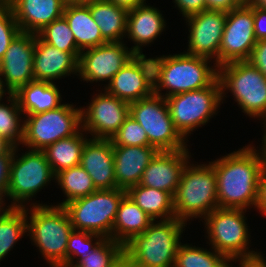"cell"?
Wrapping results in <instances>:
<instances>
[{
  "label": "cell",
  "mask_w": 266,
  "mask_h": 267,
  "mask_svg": "<svg viewBox=\"0 0 266 267\" xmlns=\"http://www.w3.org/2000/svg\"><path fill=\"white\" fill-rule=\"evenodd\" d=\"M261 145L256 150L249 144L211 161L217 179L219 208L248 210L254 206L256 209L259 179L266 166V145L263 141Z\"/></svg>",
  "instance_id": "obj_1"
},
{
  "label": "cell",
  "mask_w": 266,
  "mask_h": 267,
  "mask_svg": "<svg viewBox=\"0 0 266 267\" xmlns=\"http://www.w3.org/2000/svg\"><path fill=\"white\" fill-rule=\"evenodd\" d=\"M152 61L154 94L164 98L208 87L218 78V66H210L211 60L204 57L182 52L156 56Z\"/></svg>",
  "instance_id": "obj_2"
},
{
  "label": "cell",
  "mask_w": 266,
  "mask_h": 267,
  "mask_svg": "<svg viewBox=\"0 0 266 267\" xmlns=\"http://www.w3.org/2000/svg\"><path fill=\"white\" fill-rule=\"evenodd\" d=\"M186 225L176 217L153 221L142 234L124 245V260L128 267H174Z\"/></svg>",
  "instance_id": "obj_3"
},
{
  "label": "cell",
  "mask_w": 266,
  "mask_h": 267,
  "mask_svg": "<svg viewBox=\"0 0 266 267\" xmlns=\"http://www.w3.org/2000/svg\"><path fill=\"white\" fill-rule=\"evenodd\" d=\"M32 204L30 209L26 206L27 236L50 267H66L68 238L73 230L66 209L57 205Z\"/></svg>",
  "instance_id": "obj_4"
},
{
  "label": "cell",
  "mask_w": 266,
  "mask_h": 267,
  "mask_svg": "<svg viewBox=\"0 0 266 267\" xmlns=\"http://www.w3.org/2000/svg\"><path fill=\"white\" fill-rule=\"evenodd\" d=\"M189 161L182 171L173 196L175 217L185 223L193 218L204 219L219 208L217 179L212 163L195 165Z\"/></svg>",
  "instance_id": "obj_5"
},
{
  "label": "cell",
  "mask_w": 266,
  "mask_h": 267,
  "mask_svg": "<svg viewBox=\"0 0 266 267\" xmlns=\"http://www.w3.org/2000/svg\"><path fill=\"white\" fill-rule=\"evenodd\" d=\"M222 102L226 90L231 91L243 113L251 118L264 120L266 129V77L248 60L233 61L218 67Z\"/></svg>",
  "instance_id": "obj_6"
},
{
  "label": "cell",
  "mask_w": 266,
  "mask_h": 267,
  "mask_svg": "<svg viewBox=\"0 0 266 267\" xmlns=\"http://www.w3.org/2000/svg\"><path fill=\"white\" fill-rule=\"evenodd\" d=\"M244 209L216 208L203 220L212 249L230 261L260 257L258 251L249 250L251 238Z\"/></svg>",
  "instance_id": "obj_7"
},
{
  "label": "cell",
  "mask_w": 266,
  "mask_h": 267,
  "mask_svg": "<svg viewBox=\"0 0 266 267\" xmlns=\"http://www.w3.org/2000/svg\"><path fill=\"white\" fill-rule=\"evenodd\" d=\"M126 190L121 188L96 190L88 196L66 203L75 230L89 231L112 238L113 223Z\"/></svg>",
  "instance_id": "obj_8"
},
{
  "label": "cell",
  "mask_w": 266,
  "mask_h": 267,
  "mask_svg": "<svg viewBox=\"0 0 266 267\" xmlns=\"http://www.w3.org/2000/svg\"><path fill=\"white\" fill-rule=\"evenodd\" d=\"M18 150L14 147L6 197L13 201L7 207L23 208L36 193L55 180L56 175L43 151L29 149L19 157L16 155Z\"/></svg>",
  "instance_id": "obj_9"
},
{
  "label": "cell",
  "mask_w": 266,
  "mask_h": 267,
  "mask_svg": "<svg viewBox=\"0 0 266 267\" xmlns=\"http://www.w3.org/2000/svg\"><path fill=\"white\" fill-rule=\"evenodd\" d=\"M25 116L21 144L30 150L43 151L56 141L75 135L82 128L81 107L77 108L69 103L53 110Z\"/></svg>",
  "instance_id": "obj_10"
},
{
  "label": "cell",
  "mask_w": 266,
  "mask_h": 267,
  "mask_svg": "<svg viewBox=\"0 0 266 267\" xmlns=\"http://www.w3.org/2000/svg\"><path fill=\"white\" fill-rule=\"evenodd\" d=\"M166 103L175 128L187 140L195 129L206 125L218 113L222 103L220 80L217 78L210 86L199 90L169 96Z\"/></svg>",
  "instance_id": "obj_11"
},
{
  "label": "cell",
  "mask_w": 266,
  "mask_h": 267,
  "mask_svg": "<svg viewBox=\"0 0 266 267\" xmlns=\"http://www.w3.org/2000/svg\"><path fill=\"white\" fill-rule=\"evenodd\" d=\"M129 115L145 130L149 143L158 151L186 149L187 142L170 117L166 98L152 94L149 97L132 102Z\"/></svg>",
  "instance_id": "obj_12"
},
{
  "label": "cell",
  "mask_w": 266,
  "mask_h": 267,
  "mask_svg": "<svg viewBox=\"0 0 266 267\" xmlns=\"http://www.w3.org/2000/svg\"><path fill=\"white\" fill-rule=\"evenodd\" d=\"M256 42L253 6L243 4L228 11L219 47V66L248 60Z\"/></svg>",
  "instance_id": "obj_13"
},
{
  "label": "cell",
  "mask_w": 266,
  "mask_h": 267,
  "mask_svg": "<svg viewBox=\"0 0 266 267\" xmlns=\"http://www.w3.org/2000/svg\"><path fill=\"white\" fill-rule=\"evenodd\" d=\"M103 91L92 96L86 108H81L82 129L92 138L111 140L129 116L130 104Z\"/></svg>",
  "instance_id": "obj_14"
},
{
  "label": "cell",
  "mask_w": 266,
  "mask_h": 267,
  "mask_svg": "<svg viewBox=\"0 0 266 267\" xmlns=\"http://www.w3.org/2000/svg\"><path fill=\"white\" fill-rule=\"evenodd\" d=\"M123 42H107L81 51L78 76L93 83L112 80L113 76L135 55Z\"/></svg>",
  "instance_id": "obj_15"
},
{
  "label": "cell",
  "mask_w": 266,
  "mask_h": 267,
  "mask_svg": "<svg viewBox=\"0 0 266 267\" xmlns=\"http://www.w3.org/2000/svg\"><path fill=\"white\" fill-rule=\"evenodd\" d=\"M227 12L222 10H204L185 19L189 35L185 53L214 59L219 67V47L223 36Z\"/></svg>",
  "instance_id": "obj_16"
},
{
  "label": "cell",
  "mask_w": 266,
  "mask_h": 267,
  "mask_svg": "<svg viewBox=\"0 0 266 267\" xmlns=\"http://www.w3.org/2000/svg\"><path fill=\"white\" fill-rule=\"evenodd\" d=\"M153 80L152 58H146L145 54L134 55L104 89L130 104L154 93Z\"/></svg>",
  "instance_id": "obj_17"
},
{
  "label": "cell",
  "mask_w": 266,
  "mask_h": 267,
  "mask_svg": "<svg viewBox=\"0 0 266 267\" xmlns=\"http://www.w3.org/2000/svg\"><path fill=\"white\" fill-rule=\"evenodd\" d=\"M36 37L37 34L20 32L0 61V77L11 94L35 81L33 59Z\"/></svg>",
  "instance_id": "obj_18"
},
{
  "label": "cell",
  "mask_w": 266,
  "mask_h": 267,
  "mask_svg": "<svg viewBox=\"0 0 266 267\" xmlns=\"http://www.w3.org/2000/svg\"><path fill=\"white\" fill-rule=\"evenodd\" d=\"M189 149L158 151L144 170L140 185L176 193L182 171L191 157ZM190 154V155H189Z\"/></svg>",
  "instance_id": "obj_19"
},
{
  "label": "cell",
  "mask_w": 266,
  "mask_h": 267,
  "mask_svg": "<svg viewBox=\"0 0 266 267\" xmlns=\"http://www.w3.org/2000/svg\"><path fill=\"white\" fill-rule=\"evenodd\" d=\"M79 57L80 53L61 51L37 35L33 59L35 81L54 83L70 74L78 75Z\"/></svg>",
  "instance_id": "obj_20"
},
{
  "label": "cell",
  "mask_w": 266,
  "mask_h": 267,
  "mask_svg": "<svg viewBox=\"0 0 266 267\" xmlns=\"http://www.w3.org/2000/svg\"><path fill=\"white\" fill-rule=\"evenodd\" d=\"M80 166L98 190L116 188L113 143L110 139L89 138L82 150Z\"/></svg>",
  "instance_id": "obj_21"
},
{
  "label": "cell",
  "mask_w": 266,
  "mask_h": 267,
  "mask_svg": "<svg viewBox=\"0 0 266 267\" xmlns=\"http://www.w3.org/2000/svg\"><path fill=\"white\" fill-rule=\"evenodd\" d=\"M157 153L154 146H113L116 188L127 190L138 185Z\"/></svg>",
  "instance_id": "obj_22"
},
{
  "label": "cell",
  "mask_w": 266,
  "mask_h": 267,
  "mask_svg": "<svg viewBox=\"0 0 266 267\" xmlns=\"http://www.w3.org/2000/svg\"><path fill=\"white\" fill-rule=\"evenodd\" d=\"M9 6L21 32L38 34L63 16L65 3L62 0H11Z\"/></svg>",
  "instance_id": "obj_23"
},
{
  "label": "cell",
  "mask_w": 266,
  "mask_h": 267,
  "mask_svg": "<svg viewBox=\"0 0 266 267\" xmlns=\"http://www.w3.org/2000/svg\"><path fill=\"white\" fill-rule=\"evenodd\" d=\"M166 27L159 9L147 4L128 10L126 38L133 41L131 51L143 55L142 47L153 43Z\"/></svg>",
  "instance_id": "obj_24"
},
{
  "label": "cell",
  "mask_w": 266,
  "mask_h": 267,
  "mask_svg": "<svg viewBox=\"0 0 266 267\" xmlns=\"http://www.w3.org/2000/svg\"><path fill=\"white\" fill-rule=\"evenodd\" d=\"M63 17L67 20L80 51L107 43L92 18L89 0L86 3L65 4Z\"/></svg>",
  "instance_id": "obj_25"
},
{
  "label": "cell",
  "mask_w": 266,
  "mask_h": 267,
  "mask_svg": "<svg viewBox=\"0 0 266 267\" xmlns=\"http://www.w3.org/2000/svg\"><path fill=\"white\" fill-rule=\"evenodd\" d=\"M56 83L32 81L16 93L23 116L53 110L62 105L61 93Z\"/></svg>",
  "instance_id": "obj_26"
},
{
  "label": "cell",
  "mask_w": 266,
  "mask_h": 267,
  "mask_svg": "<svg viewBox=\"0 0 266 267\" xmlns=\"http://www.w3.org/2000/svg\"><path fill=\"white\" fill-rule=\"evenodd\" d=\"M89 9L107 42H124L128 14L126 8L117 6L108 0H89Z\"/></svg>",
  "instance_id": "obj_27"
},
{
  "label": "cell",
  "mask_w": 266,
  "mask_h": 267,
  "mask_svg": "<svg viewBox=\"0 0 266 267\" xmlns=\"http://www.w3.org/2000/svg\"><path fill=\"white\" fill-rule=\"evenodd\" d=\"M153 220L126 194L120 202L113 223L112 239L123 246L142 234Z\"/></svg>",
  "instance_id": "obj_28"
},
{
  "label": "cell",
  "mask_w": 266,
  "mask_h": 267,
  "mask_svg": "<svg viewBox=\"0 0 266 267\" xmlns=\"http://www.w3.org/2000/svg\"><path fill=\"white\" fill-rule=\"evenodd\" d=\"M126 194L153 221L175 218L173 196L168 192L138 184L128 188Z\"/></svg>",
  "instance_id": "obj_29"
},
{
  "label": "cell",
  "mask_w": 266,
  "mask_h": 267,
  "mask_svg": "<svg viewBox=\"0 0 266 267\" xmlns=\"http://www.w3.org/2000/svg\"><path fill=\"white\" fill-rule=\"evenodd\" d=\"M82 128L73 136L60 139L47 146L43 152L56 175L62 170L80 165L83 147L88 140Z\"/></svg>",
  "instance_id": "obj_30"
},
{
  "label": "cell",
  "mask_w": 266,
  "mask_h": 267,
  "mask_svg": "<svg viewBox=\"0 0 266 267\" xmlns=\"http://www.w3.org/2000/svg\"><path fill=\"white\" fill-rule=\"evenodd\" d=\"M27 233L26 207L0 206V261Z\"/></svg>",
  "instance_id": "obj_31"
},
{
  "label": "cell",
  "mask_w": 266,
  "mask_h": 267,
  "mask_svg": "<svg viewBox=\"0 0 266 267\" xmlns=\"http://www.w3.org/2000/svg\"><path fill=\"white\" fill-rule=\"evenodd\" d=\"M55 180L66 195L63 202L57 206H64L75 199L85 197L98 190L89 174L80 166H74L60 171Z\"/></svg>",
  "instance_id": "obj_32"
},
{
  "label": "cell",
  "mask_w": 266,
  "mask_h": 267,
  "mask_svg": "<svg viewBox=\"0 0 266 267\" xmlns=\"http://www.w3.org/2000/svg\"><path fill=\"white\" fill-rule=\"evenodd\" d=\"M6 98L8 104L0 102V137L12 147H18L24 136V119H21L23 112L15 94Z\"/></svg>",
  "instance_id": "obj_33"
},
{
  "label": "cell",
  "mask_w": 266,
  "mask_h": 267,
  "mask_svg": "<svg viewBox=\"0 0 266 267\" xmlns=\"http://www.w3.org/2000/svg\"><path fill=\"white\" fill-rule=\"evenodd\" d=\"M212 251V252H211ZM211 251L181 243L175 257L174 267H229L231 261L215 249Z\"/></svg>",
  "instance_id": "obj_34"
},
{
  "label": "cell",
  "mask_w": 266,
  "mask_h": 267,
  "mask_svg": "<svg viewBox=\"0 0 266 267\" xmlns=\"http://www.w3.org/2000/svg\"><path fill=\"white\" fill-rule=\"evenodd\" d=\"M85 256L71 267H116L124 259V246L103 237Z\"/></svg>",
  "instance_id": "obj_35"
},
{
  "label": "cell",
  "mask_w": 266,
  "mask_h": 267,
  "mask_svg": "<svg viewBox=\"0 0 266 267\" xmlns=\"http://www.w3.org/2000/svg\"><path fill=\"white\" fill-rule=\"evenodd\" d=\"M44 42L69 53H81L67 20L62 16L52 21L37 34Z\"/></svg>",
  "instance_id": "obj_36"
},
{
  "label": "cell",
  "mask_w": 266,
  "mask_h": 267,
  "mask_svg": "<svg viewBox=\"0 0 266 267\" xmlns=\"http://www.w3.org/2000/svg\"><path fill=\"white\" fill-rule=\"evenodd\" d=\"M102 238L103 236L100 234L73 229L68 238L66 267H71L79 258H85V255L89 253L90 249ZM74 258L76 259L74 260Z\"/></svg>",
  "instance_id": "obj_37"
},
{
  "label": "cell",
  "mask_w": 266,
  "mask_h": 267,
  "mask_svg": "<svg viewBox=\"0 0 266 267\" xmlns=\"http://www.w3.org/2000/svg\"><path fill=\"white\" fill-rule=\"evenodd\" d=\"M111 141L113 146H152L149 143L145 130L130 115L111 138Z\"/></svg>",
  "instance_id": "obj_38"
},
{
  "label": "cell",
  "mask_w": 266,
  "mask_h": 267,
  "mask_svg": "<svg viewBox=\"0 0 266 267\" xmlns=\"http://www.w3.org/2000/svg\"><path fill=\"white\" fill-rule=\"evenodd\" d=\"M20 32L12 8L9 5H0V61Z\"/></svg>",
  "instance_id": "obj_39"
},
{
  "label": "cell",
  "mask_w": 266,
  "mask_h": 267,
  "mask_svg": "<svg viewBox=\"0 0 266 267\" xmlns=\"http://www.w3.org/2000/svg\"><path fill=\"white\" fill-rule=\"evenodd\" d=\"M13 152L0 153V206L5 207L4 199L9 184L10 163Z\"/></svg>",
  "instance_id": "obj_40"
},
{
  "label": "cell",
  "mask_w": 266,
  "mask_h": 267,
  "mask_svg": "<svg viewBox=\"0 0 266 267\" xmlns=\"http://www.w3.org/2000/svg\"><path fill=\"white\" fill-rule=\"evenodd\" d=\"M173 2L185 19L206 10V0H173Z\"/></svg>",
  "instance_id": "obj_41"
},
{
  "label": "cell",
  "mask_w": 266,
  "mask_h": 267,
  "mask_svg": "<svg viewBox=\"0 0 266 267\" xmlns=\"http://www.w3.org/2000/svg\"><path fill=\"white\" fill-rule=\"evenodd\" d=\"M248 61L266 77V39L256 42Z\"/></svg>",
  "instance_id": "obj_42"
},
{
  "label": "cell",
  "mask_w": 266,
  "mask_h": 267,
  "mask_svg": "<svg viewBox=\"0 0 266 267\" xmlns=\"http://www.w3.org/2000/svg\"><path fill=\"white\" fill-rule=\"evenodd\" d=\"M254 34L257 41L266 39V9L253 6Z\"/></svg>",
  "instance_id": "obj_43"
},
{
  "label": "cell",
  "mask_w": 266,
  "mask_h": 267,
  "mask_svg": "<svg viewBox=\"0 0 266 267\" xmlns=\"http://www.w3.org/2000/svg\"><path fill=\"white\" fill-rule=\"evenodd\" d=\"M243 5L239 0H206V10L231 11Z\"/></svg>",
  "instance_id": "obj_44"
},
{
  "label": "cell",
  "mask_w": 266,
  "mask_h": 267,
  "mask_svg": "<svg viewBox=\"0 0 266 267\" xmlns=\"http://www.w3.org/2000/svg\"><path fill=\"white\" fill-rule=\"evenodd\" d=\"M256 208L261 212L260 214L266 216V166L262 170L259 179V196Z\"/></svg>",
  "instance_id": "obj_45"
},
{
  "label": "cell",
  "mask_w": 266,
  "mask_h": 267,
  "mask_svg": "<svg viewBox=\"0 0 266 267\" xmlns=\"http://www.w3.org/2000/svg\"><path fill=\"white\" fill-rule=\"evenodd\" d=\"M108 1L122 8H126L127 10H131L137 6H142L147 4L146 0H108Z\"/></svg>",
  "instance_id": "obj_46"
},
{
  "label": "cell",
  "mask_w": 266,
  "mask_h": 267,
  "mask_svg": "<svg viewBox=\"0 0 266 267\" xmlns=\"http://www.w3.org/2000/svg\"><path fill=\"white\" fill-rule=\"evenodd\" d=\"M239 261V267H266V260L263 255L254 259L236 260Z\"/></svg>",
  "instance_id": "obj_47"
},
{
  "label": "cell",
  "mask_w": 266,
  "mask_h": 267,
  "mask_svg": "<svg viewBox=\"0 0 266 267\" xmlns=\"http://www.w3.org/2000/svg\"><path fill=\"white\" fill-rule=\"evenodd\" d=\"M13 151L14 147H12L8 142H6L2 137H0V153Z\"/></svg>",
  "instance_id": "obj_48"
},
{
  "label": "cell",
  "mask_w": 266,
  "mask_h": 267,
  "mask_svg": "<svg viewBox=\"0 0 266 267\" xmlns=\"http://www.w3.org/2000/svg\"><path fill=\"white\" fill-rule=\"evenodd\" d=\"M6 93H7V95L11 94V92H9V90L5 88V85H4V83L0 77V102L3 101L2 98L4 97V95H6Z\"/></svg>",
  "instance_id": "obj_49"
},
{
  "label": "cell",
  "mask_w": 266,
  "mask_h": 267,
  "mask_svg": "<svg viewBox=\"0 0 266 267\" xmlns=\"http://www.w3.org/2000/svg\"><path fill=\"white\" fill-rule=\"evenodd\" d=\"M250 5L266 9V0H252Z\"/></svg>",
  "instance_id": "obj_50"
},
{
  "label": "cell",
  "mask_w": 266,
  "mask_h": 267,
  "mask_svg": "<svg viewBox=\"0 0 266 267\" xmlns=\"http://www.w3.org/2000/svg\"><path fill=\"white\" fill-rule=\"evenodd\" d=\"M65 4L86 3L88 0H62Z\"/></svg>",
  "instance_id": "obj_51"
},
{
  "label": "cell",
  "mask_w": 266,
  "mask_h": 267,
  "mask_svg": "<svg viewBox=\"0 0 266 267\" xmlns=\"http://www.w3.org/2000/svg\"><path fill=\"white\" fill-rule=\"evenodd\" d=\"M116 267H128L127 263L123 259Z\"/></svg>",
  "instance_id": "obj_52"
},
{
  "label": "cell",
  "mask_w": 266,
  "mask_h": 267,
  "mask_svg": "<svg viewBox=\"0 0 266 267\" xmlns=\"http://www.w3.org/2000/svg\"><path fill=\"white\" fill-rule=\"evenodd\" d=\"M11 0H0V5H9Z\"/></svg>",
  "instance_id": "obj_53"
},
{
  "label": "cell",
  "mask_w": 266,
  "mask_h": 267,
  "mask_svg": "<svg viewBox=\"0 0 266 267\" xmlns=\"http://www.w3.org/2000/svg\"><path fill=\"white\" fill-rule=\"evenodd\" d=\"M242 4H250L252 0H239Z\"/></svg>",
  "instance_id": "obj_54"
},
{
  "label": "cell",
  "mask_w": 266,
  "mask_h": 267,
  "mask_svg": "<svg viewBox=\"0 0 266 267\" xmlns=\"http://www.w3.org/2000/svg\"><path fill=\"white\" fill-rule=\"evenodd\" d=\"M262 141L264 142V144L266 145V129L264 130V134L262 137Z\"/></svg>",
  "instance_id": "obj_55"
}]
</instances>
